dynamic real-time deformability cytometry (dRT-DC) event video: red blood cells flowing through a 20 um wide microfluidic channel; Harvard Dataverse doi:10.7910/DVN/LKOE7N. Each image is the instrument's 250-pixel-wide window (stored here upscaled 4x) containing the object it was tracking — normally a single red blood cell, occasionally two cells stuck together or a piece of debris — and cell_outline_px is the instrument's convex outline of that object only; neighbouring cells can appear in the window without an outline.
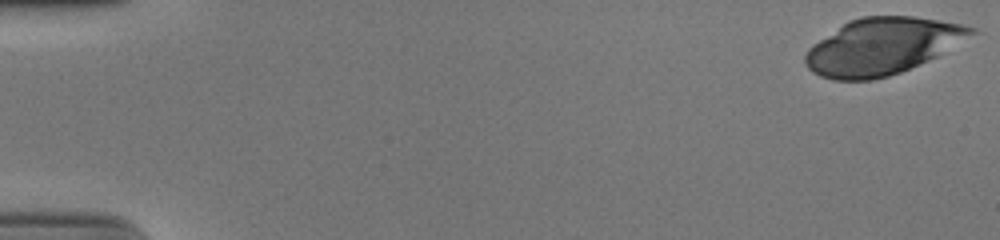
{"species": "human", "species_latin": "Homo sapiens", "temperature_condition": "cold", "stored_images_in_passage": 46, "camera_frame_rate_fps": 3000, "um_per_image_px": 0.085, "donor": {"sex": "male"}, "frame": {"image": 1, "passage_image": 1, "time_ms": 0.0, "image_size_px": [1000, 240], "cell_outline_px": [[976, 32], [932, 56], [900, 72], [888, 76], [872, 80], [832, 80], [820, 76], [812, 72], [808, 68], [804, 60], [804, 56], [808, 48], [848, 20], [860, 16], [912, 16], [960, 24], [972, 28]], "centroid_in_image_um": [74.85, 3.93], "position_along_channel_um": 10.1, "area_um2": 53.29}}
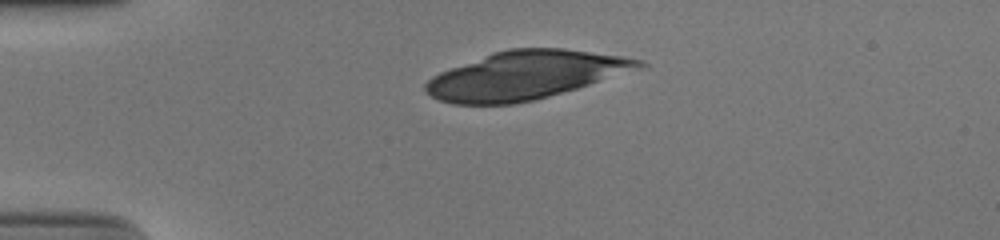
{"frame": {"image": 2, "passage_image": 13, "time_ms": 4.0, "image_size_px": [1000, 240], "cell_outline_px": [[648, 64], [576, 88], [536, 100], [516, 104], [452, 104], [440, 100], [432, 96], [424, 88], [424, 84], [432, 76], [440, 72], [492, 52], [508, 48], [564, 48], [620, 56], [640, 60]], "centroid_in_image_um": [44.56, 6.39], "position_along_channel_um": 40.4, "area_um2": 58.96}}